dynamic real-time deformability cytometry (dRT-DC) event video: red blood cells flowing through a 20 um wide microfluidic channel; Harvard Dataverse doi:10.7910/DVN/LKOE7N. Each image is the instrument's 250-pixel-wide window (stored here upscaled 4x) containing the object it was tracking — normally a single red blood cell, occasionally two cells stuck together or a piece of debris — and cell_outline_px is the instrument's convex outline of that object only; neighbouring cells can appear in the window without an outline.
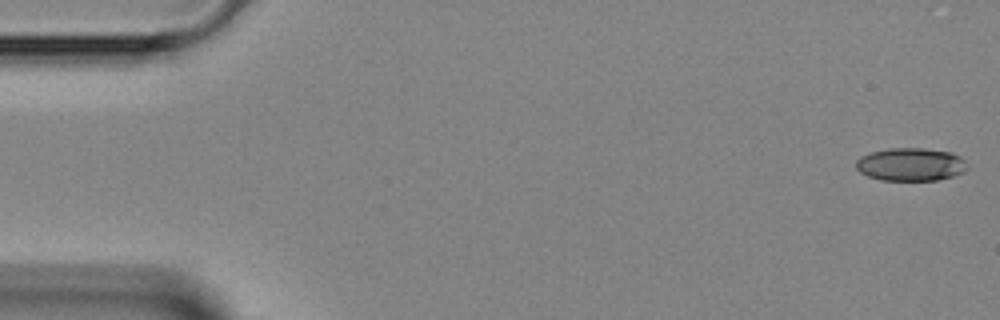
{"species": "Egyptian fruit bat (a non-hibernating species)", "species_latin": "Rousettus aegyptiacus", "temperature_condition": "room temperature", "stored_images_in_passage": 42, "camera_frame_rate_fps": 3000, "um_per_image_px": 0.085, "animal": {"sex": "female"}, "frame": {"image": 1, "passage_image": 1, "time_ms": 0.0, "image_size_px": [1000, 320], "cell_outline_px": [[968, 168], [964, 172], [952, 176], [936, 180], [880, 180], [868, 176], [860, 172], [856, 168], [856, 160], [860, 156], [872, 152], [888, 148], [920, 148], [952, 152], [960, 156], [964, 160]], "centroid_in_image_um": [77.4, 13.97], "position_along_channel_um": 7.6, "area_um2": 21.44}}
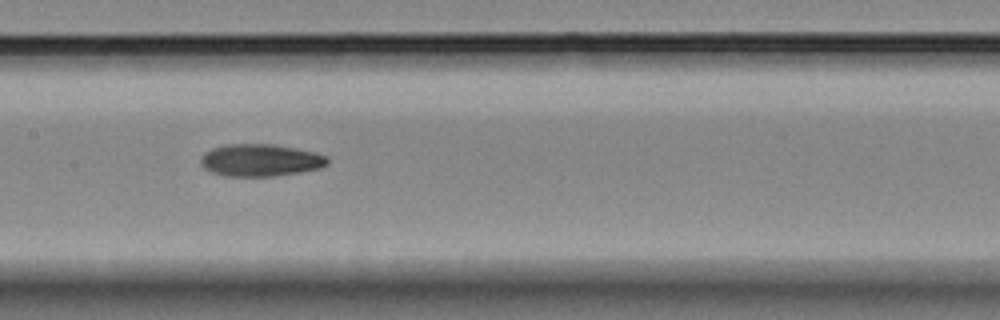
{"frame": {"image": 2, "passage_image": 22, "time_ms": 7.0, "image_size_px": [1000, 320], "cell_outline_px": [[328, 164], [320, 168], [300, 172], [272, 176], [228, 176], [212, 172], [204, 168], [200, 164], [200, 160], [212, 148], [224, 144], [272, 144], [296, 148], [316, 152], [328, 156]], "centroid_in_image_um": [22.17, 13.61], "position_along_channel_um": 185.2, "area_um2": 23.76}}
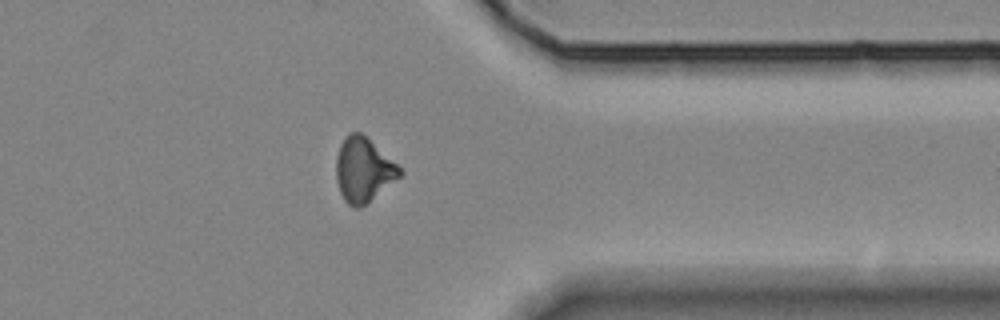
{"frame": {"image": 3, "passage_image": 36, "time_ms": 11.667, "image_size_px": [1000, 320], "cell_outline_px": [[404, 172], [400, 176], [360, 208], [356, 208], [348, 204], [344, 200], [340, 192], [336, 180], [336, 156], [340, 144], [348, 132], [360, 132], [396, 164]], "centroid_in_image_um": [30.84, 14.44], "position_along_channel_um": 380.6, "area_um2": 23.35}}